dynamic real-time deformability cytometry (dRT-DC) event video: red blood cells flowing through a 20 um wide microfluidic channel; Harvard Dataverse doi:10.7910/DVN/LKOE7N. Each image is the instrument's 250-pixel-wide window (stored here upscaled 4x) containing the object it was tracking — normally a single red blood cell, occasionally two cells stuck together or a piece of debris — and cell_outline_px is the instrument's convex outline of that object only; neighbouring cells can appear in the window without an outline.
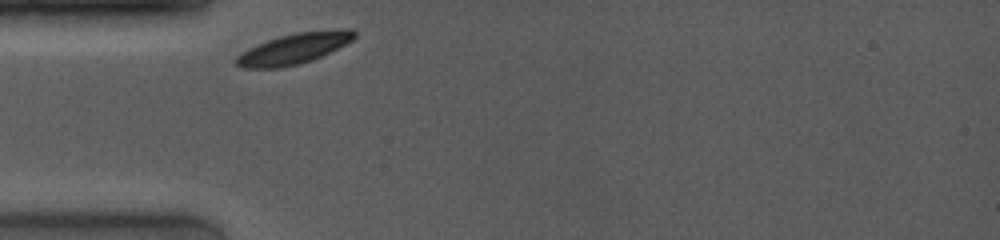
{"species": "common noctule bat (a hibernating species)", "species_latin": "Nyctalus noctula", "temperature_condition": "room temperature", "stored_images_in_passage": 29, "camera_frame_rate_fps": 4000, "um_per_image_px": 0.085, "animal": {"sex": "female", "body_mass_g": 19.0, "forearm_length_mm": 53.3}, "frame": {"image": 1, "passage_image": 1, "time_ms": 0.0, "image_size_px": [1000, 240], "cell_outline_px": [[356, 36], [352, 40], [312, 60], [280, 68], [240, 68], [232, 60], [240, 52], [248, 48], [268, 40], [280, 36], [296, 32], [344, 28], [352, 28], [356, 32]], "centroid_in_image_um": [24.94, 4.12], "position_along_channel_um": 60.1, "area_um2": 21.1}}
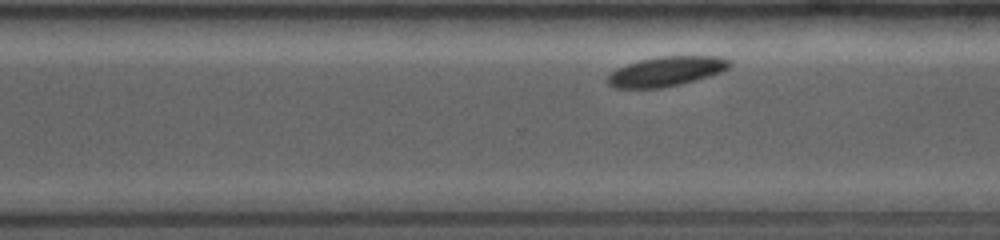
{"frame": {"image": 2, "passage_image": 22, "time_ms": 7.0, "image_size_px": [1000, 240], "cell_outline_px": [[732, 64], [728, 68], [720, 72], [708, 76], [680, 84], [660, 88], [612, 88], [604, 80], [616, 68], [640, 60], [656, 56], [720, 56], [732, 60]], "centroid_in_image_um": [56.61, 6.06], "position_along_channel_um": 314.0, "area_um2": 21.21}}
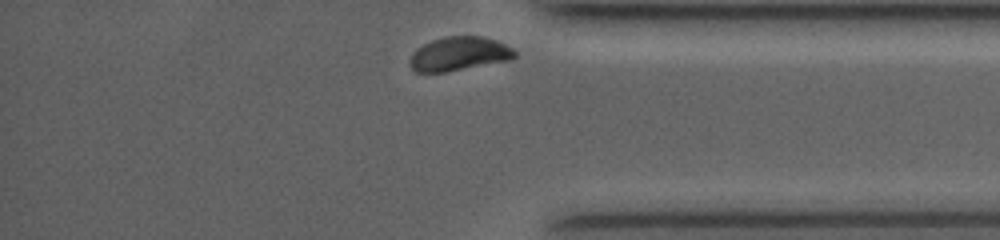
{"frame": {"image": 3, "passage_image": 29, "time_ms": 9.25, "image_size_px": [1000, 240], "cell_outline_px": [[516, 56], [512, 60], [444, 72], [416, 72], [412, 68], [412, 52], [416, 48], [432, 40], [444, 36], [480, 36], [496, 40], [512, 48], [516, 52]], "centroid_in_image_um": [39.05, 4.57], "position_along_channel_um": 396.1, "area_um2": 20.58}}